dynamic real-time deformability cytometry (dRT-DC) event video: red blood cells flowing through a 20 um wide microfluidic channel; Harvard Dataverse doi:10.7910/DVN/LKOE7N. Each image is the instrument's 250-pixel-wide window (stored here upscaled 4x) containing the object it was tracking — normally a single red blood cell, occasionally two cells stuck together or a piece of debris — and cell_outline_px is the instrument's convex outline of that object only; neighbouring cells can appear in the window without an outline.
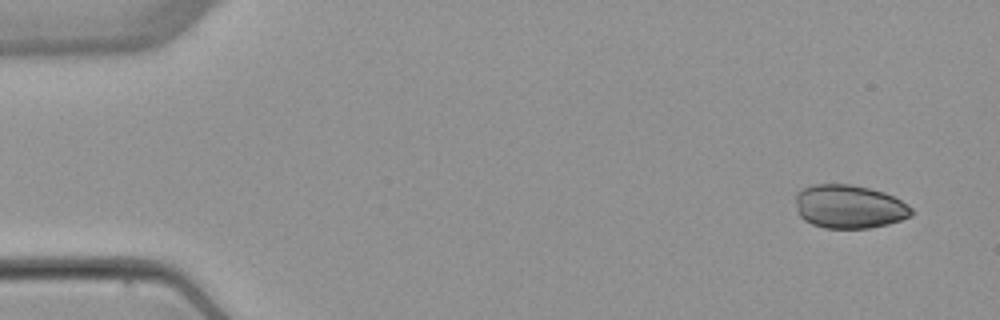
{"species": "common noctule bat (a hibernating species)", "species_latin": "Nyctalus noctula", "temperature_condition": "warm", "stored_images_in_passage": 5, "camera_frame_rate_fps": 3000, "um_per_image_px": 0.085, "animal": {"sex": "female", "body_mass_g": 22.7, "forearm_length_mm": 54.2}, "frame": {"image": 1, "passage_image": 1, "time_ms": 0.0, "image_size_px": [1000, 320], "cell_outline_px": [[912, 216], [888, 224], [868, 228], [824, 228], [812, 224], [804, 220], [800, 216], [796, 204], [796, 192], [812, 184], [852, 184], [884, 192], [908, 204], [912, 208]], "centroid_in_image_um": [72.18, 17.56], "position_along_channel_um": 12.8, "area_um2": 29.42}}
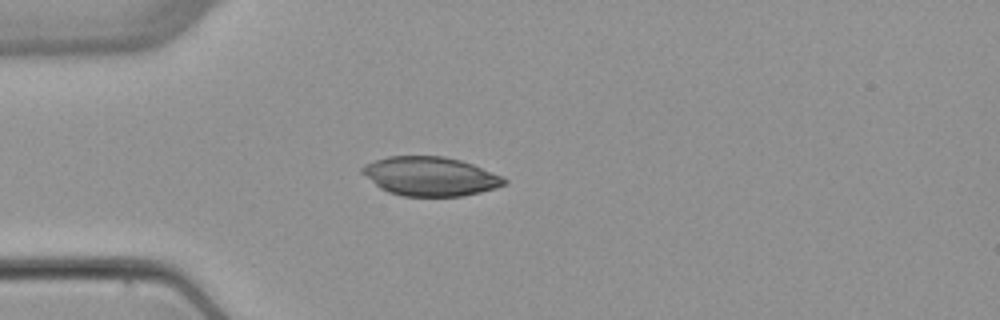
{"frame": {"image": 2, "passage_image": 4, "time_ms": 3.667, "image_size_px": [1000, 320], "cell_outline_px": [[508, 180], [504, 184], [496, 188], [464, 196], [404, 196], [388, 192], [380, 188], [360, 172], [360, 168], [364, 164], [388, 156], [444, 156], [460, 160], [472, 164], [500, 176]], "centroid_in_image_um": [36.53, 14.99], "position_along_channel_um": 48.5, "area_um2": 32.14}}